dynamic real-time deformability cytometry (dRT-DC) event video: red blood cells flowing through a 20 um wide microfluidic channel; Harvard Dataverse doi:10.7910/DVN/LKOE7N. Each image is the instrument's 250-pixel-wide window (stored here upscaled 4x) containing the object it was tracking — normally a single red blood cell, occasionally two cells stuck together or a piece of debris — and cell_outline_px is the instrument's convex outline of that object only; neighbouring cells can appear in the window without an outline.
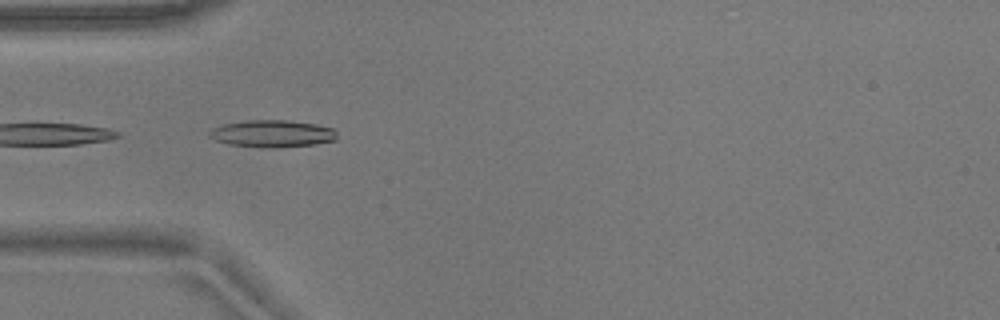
{"species": "common noctule bat (a hibernating species)", "species_latin": "Nyctalus noctula", "temperature_condition": "warm", "stored_images_in_passage": 10, "camera_frame_rate_fps": 3000, "um_per_image_px": 0.085, "animal": {"sex": "male", "body_mass_g": 17.9}, "frame": {"image": 1, "passage_image": 7, "time_ms": 2.0, "image_size_px": [1000, 320], "cell_outline_px": [[336, 140], [312, 144], [276, 148], [260, 148], [228, 144], [216, 140], [208, 136], [208, 132], [212, 128], [224, 124], [248, 120], [284, 120], [316, 124], [332, 128], [336, 132]], "centroid_in_image_um": [23.11, 11.36], "position_along_channel_um": 61.9, "area_um2": 20.17}}